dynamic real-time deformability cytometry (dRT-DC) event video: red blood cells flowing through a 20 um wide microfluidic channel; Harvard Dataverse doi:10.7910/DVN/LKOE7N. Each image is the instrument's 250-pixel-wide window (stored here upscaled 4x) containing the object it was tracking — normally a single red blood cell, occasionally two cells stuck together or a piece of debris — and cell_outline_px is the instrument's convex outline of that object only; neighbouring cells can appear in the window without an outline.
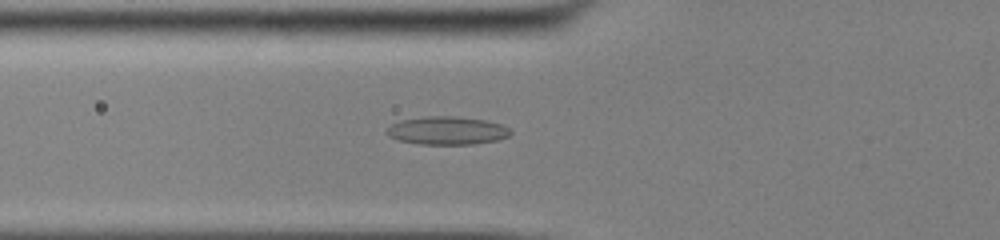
{"species": "common noctule bat (a hibernating species)", "species_latin": "Nyctalus noctula", "temperature_condition": "cold", "stored_images_in_passage": 34, "camera_frame_rate_fps": 3000, "um_per_image_px": 0.085, "animal": {"sex": "male", "body_mass_g": 13.0, "forearm_length_mm": 53.1}, "frame": {"image": 1, "passage_image": 5, "time_ms": 1.333, "image_size_px": [1000, 240], "cell_outline_px": [[512, 132], [508, 136], [500, 140], [472, 144], [420, 144], [400, 140], [388, 136], [384, 132], [392, 124], [400, 120], [428, 116], [456, 116], [484, 120], [500, 124], [508, 128]], "centroid_in_image_um": [37.99, 11.1], "position_along_channel_um": 87.8, "area_um2": 20.23}}
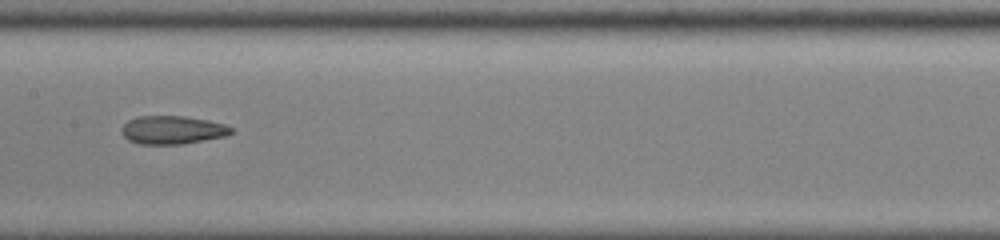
{"frame": {"image": 2, "passage_image": 13, "time_ms": 4.0, "image_size_px": [1000, 240], "cell_outline_px": [[232, 132], [224, 136], [180, 144], [140, 144], [128, 140], [120, 132], [120, 128], [128, 120], [136, 116], [184, 116], [208, 120], [224, 124], [232, 128]], "centroid_in_image_um": [14.59, 11.03], "position_along_channel_um": 192.8, "area_um2": 17.98}}
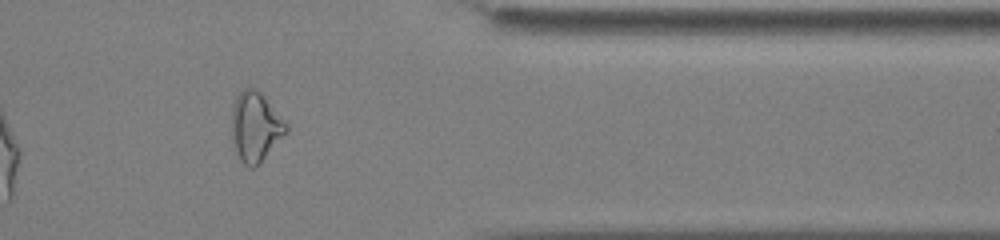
{"frame": {"image": 3, "passage_image": 29, "time_ms": 9.333, "image_size_px": [1000, 240], "cell_outline_px": [[288, 132], [260, 164], [256, 168], [248, 168], [240, 160], [232, 148], [232, 104], [236, 96], [244, 88], [256, 88], [260, 92], [288, 124]], "centroid_in_image_um": [21.7, 10.82], "position_along_channel_um": 389.7, "area_um2": 22.54}, "authors_computed_cell_mechanics": {"area_um2": 19.1896, "velocity_mm_per_s": 3.9166, "shape_relaxation_time_tau1_ms": null, "shape_relaxation_time_tau2_ms": 2.2394, "deformation_change_tau1": null, "deformation_change_tau2": 0.0955}}